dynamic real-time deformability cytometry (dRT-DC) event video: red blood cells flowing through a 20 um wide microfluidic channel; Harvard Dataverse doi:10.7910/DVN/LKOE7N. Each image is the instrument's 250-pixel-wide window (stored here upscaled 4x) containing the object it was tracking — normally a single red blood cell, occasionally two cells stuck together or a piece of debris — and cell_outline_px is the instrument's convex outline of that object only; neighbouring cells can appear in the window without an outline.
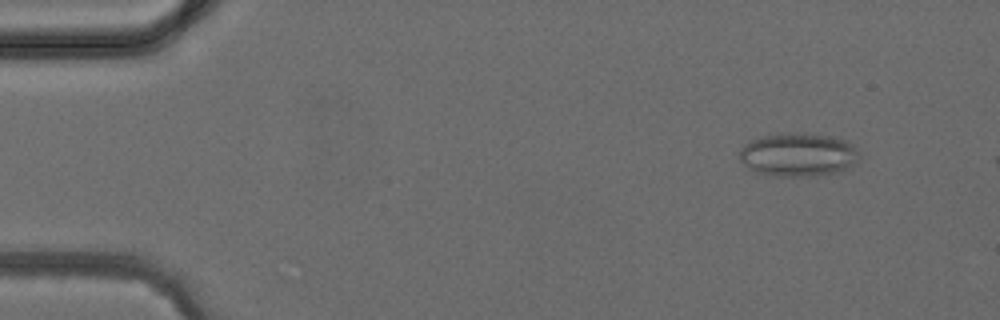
{"species": "common noctule bat (a hibernating species)", "species_latin": "Nyctalus noctula", "temperature_condition": "cold", "stored_images_in_passage": 4, "camera_frame_rate_fps": 3000, "um_per_image_px": 0.085, "animal": {"sex": "female", "body_mass_g": 24.6, "forearm_length_mm": 56.2}, "frame": {"image": 1, "passage_image": 2, "time_ms": 1.0, "image_size_px": [1000, 320], "cell_outline_px": [[860, 156], [852, 164], [840, 172], [812, 176], [776, 176], [756, 172], [748, 168], [740, 160], [736, 152], [744, 144], [760, 136], [792, 132], [832, 136], [848, 140], [860, 152]], "centroid_in_image_um": [67.82, 13.14], "position_along_channel_um": 17.2, "area_um2": 30.69}}